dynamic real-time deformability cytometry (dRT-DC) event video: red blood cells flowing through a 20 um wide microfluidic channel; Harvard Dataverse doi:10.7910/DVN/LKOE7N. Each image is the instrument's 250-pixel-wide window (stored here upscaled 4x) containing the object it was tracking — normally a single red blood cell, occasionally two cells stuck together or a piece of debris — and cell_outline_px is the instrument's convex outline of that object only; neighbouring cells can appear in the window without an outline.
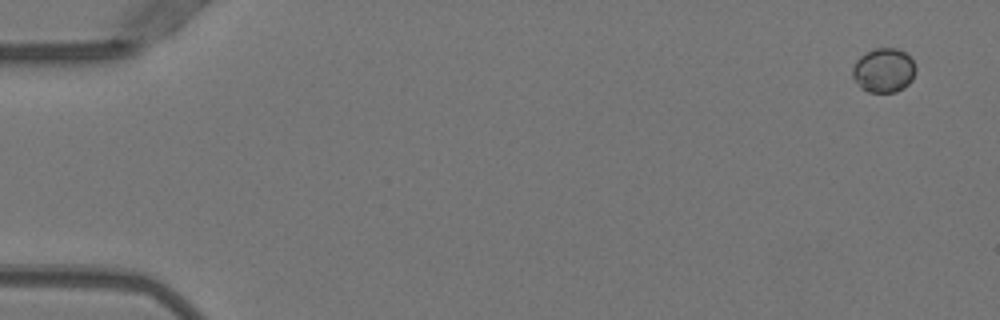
{"species": "Egyptian fruit bat (a non-hibernating species)", "species_latin": "Rousettus aegyptiacus", "temperature_condition": "warm", "stored_images_in_passage": 5, "camera_frame_rate_fps": 3000, "um_per_image_px": 0.085, "animal": {"sex": "female"}, "frame": {"image": 1, "passage_image": 1, "time_ms": 0.0, "image_size_px": [1000, 320], "cell_outline_px": [[916, 72], [912, 80], [904, 88], [896, 92], [868, 92], [860, 88], [852, 76], [852, 68], [856, 60], [860, 56], [872, 48], [896, 48], [904, 52], [912, 60], [916, 68]], "centroid_in_image_um": [75.1, 5.98], "position_along_channel_um": 9.9, "area_um2": 16.47}}
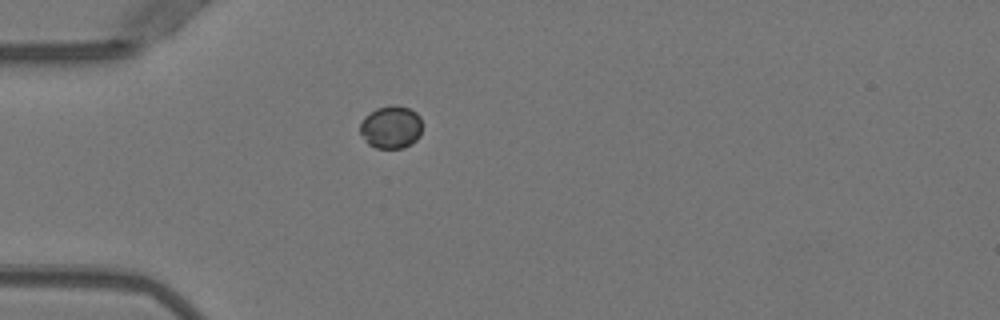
{"frame": {"image": 2, "passage_image": 4, "time_ms": 1.0, "image_size_px": [1000, 320], "cell_outline_px": [[420, 136], [412, 144], [404, 148], [376, 148], [368, 144], [364, 140], [360, 132], [360, 124], [364, 116], [376, 108], [396, 104], [408, 108], [416, 112], [420, 116]], "centroid_in_image_um": [33.22, 10.81], "position_along_channel_um": 51.8, "area_um2": 15.61}}